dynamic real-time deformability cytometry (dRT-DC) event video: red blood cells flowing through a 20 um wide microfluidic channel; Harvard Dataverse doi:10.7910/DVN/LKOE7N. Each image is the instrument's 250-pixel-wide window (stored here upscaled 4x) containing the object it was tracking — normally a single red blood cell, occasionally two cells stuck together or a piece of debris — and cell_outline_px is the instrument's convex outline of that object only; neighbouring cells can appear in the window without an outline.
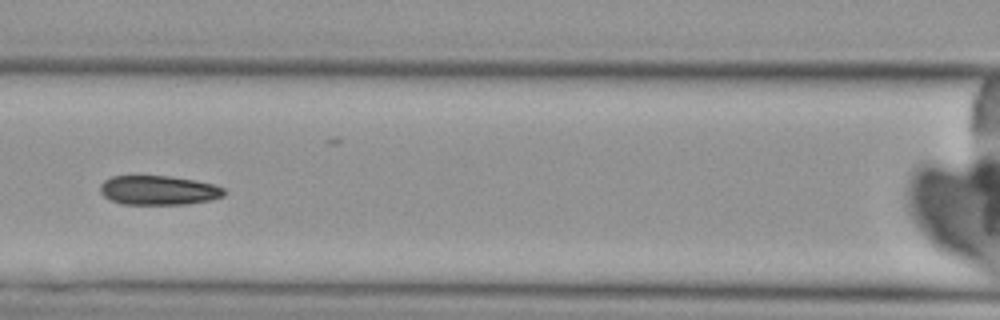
{"species": "Egyptian fruit bat (a non-hibernating species)", "species_latin": "Rousettus aegyptiacus", "temperature_condition": "cold", "stored_images_in_passage": 8, "camera_frame_rate_fps": 3000, "um_per_image_px": 0.085, "animal": {"sex": "female"}, "frame": {"image": 1, "passage_image": 5, "time_ms": 4.667, "image_size_px": [1000, 320], "cell_outline_px": [[224, 196], [208, 200], [184, 204], [120, 204], [104, 196], [100, 192], [100, 184], [104, 180], [112, 176], [168, 176], [192, 180], [212, 184], [224, 188]], "centroid_in_image_um": [13.43, 16.17], "position_along_channel_um": 153.2, "area_um2": 20.92}}
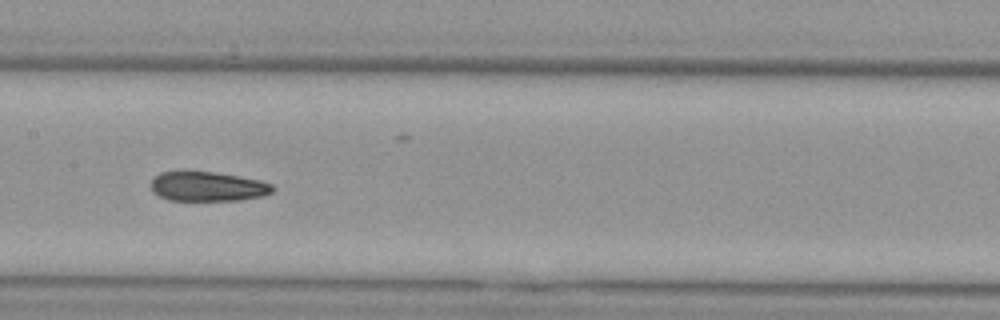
{"frame": {"image": 2, "passage_image": 6, "time_ms": 5.667, "image_size_px": [1000, 320], "cell_outline_px": [[276, 188], [272, 192], [264, 196], [240, 200], [168, 200], [152, 192], [152, 180], [160, 172], [180, 168], [184, 168], [216, 172], [260, 180], [272, 184]], "centroid_in_image_um": [17.62, 15.8], "position_along_channel_um": 189.8, "area_um2": 21.73}}
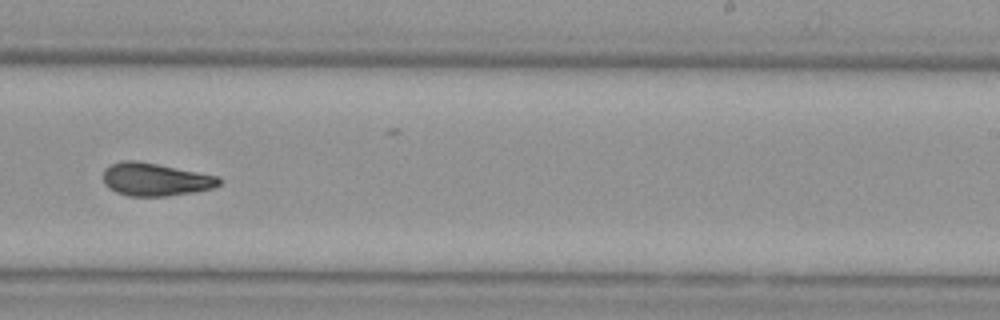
{"frame": {"image": 3, "passage_image": 8, "time_ms": 8.0, "image_size_px": [1000, 320], "cell_outline_px": [[220, 184], [212, 188], [192, 192], [168, 196], [128, 196], [116, 192], [108, 188], [104, 184], [104, 168], [112, 164], [124, 160], [136, 160], [216, 176], [220, 180]], "centroid_in_image_um": [13.14, 15.26], "position_along_channel_um": 275.9, "area_um2": 21.91}}